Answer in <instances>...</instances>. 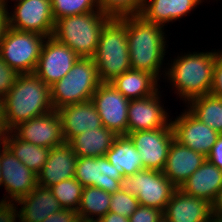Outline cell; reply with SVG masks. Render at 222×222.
Here are the masks:
<instances>
[{
	"mask_svg": "<svg viewBox=\"0 0 222 222\" xmlns=\"http://www.w3.org/2000/svg\"><path fill=\"white\" fill-rule=\"evenodd\" d=\"M77 159L67 142L51 148L46 163L37 174L38 185L51 187L63 180L74 178Z\"/></svg>",
	"mask_w": 222,
	"mask_h": 222,
	"instance_id": "cell-20",
	"label": "cell"
},
{
	"mask_svg": "<svg viewBox=\"0 0 222 222\" xmlns=\"http://www.w3.org/2000/svg\"><path fill=\"white\" fill-rule=\"evenodd\" d=\"M83 187L93 186L113 194L120 190L122 175L106 156L78 157L74 176Z\"/></svg>",
	"mask_w": 222,
	"mask_h": 222,
	"instance_id": "cell-18",
	"label": "cell"
},
{
	"mask_svg": "<svg viewBox=\"0 0 222 222\" xmlns=\"http://www.w3.org/2000/svg\"><path fill=\"white\" fill-rule=\"evenodd\" d=\"M52 14L55 19L100 10L97 0H51Z\"/></svg>",
	"mask_w": 222,
	"mask_h": 222,
	"instance_id": "cell-32",
	"label": "cell"
},
{
	"mask_svg": "<svg viewBox=\"0 0 222 222\" xmlns=\"http://www.w3.org/2000/svg\"><path fill=\"white\" fill-rule=\"evenodd\" d=\"M7 117H6V108L5 101L3 97H0V141L9 133Z\"/></svg>",
	"mask_w": 222,
	"mask_h": 222,
	"instance_id": "cell-40",
	"label": "cell"
},
{
	"mask_svg": "<svg viewBox=\"0 0 222 222\" xmlns=\"http://www.w3.org/2000/svg\"><path fill=\"white\" fill-rule=\"evenodd\" d=\"M110 83L129 100L148 97L161 87L150 73L133 69L122 73Z\"/></svg>",
	"mask_w": 222,
	"mask_h": 222,
	"instance_id": "cell-26",
	"label": "cell"
},
{
	"mask_svg": "<svg viewBox=\"0 0 222 222\" xmlns=\"http://www.w3.org/2000/svg\"><path fill=\"white\" fill-rule=\"evenodd\" d=\"M20 74L7 65L0 55V97H5L12 89Z\"/></svg>",
	"mask_w": 222,
	"mask_h": 222,
	"instance_id": "cell-35",
	"label": "cell"
},
{
	"mask_svg": "<svg viewBox=\"0 0 222 222\" xmlns=\"http://www.w3.org/2000/svg\"><path fill=\"white\" fill-rule=\"evenodd\" d=\"M202 0H144L141 16L148 22L167 26L194 11Z\"/></svg>",
	"mask_w": 222,
	"mask_h": 222,
	"instance_id": "cell-23",
	"label": "cell"
},
{
	"mask_svg": "<svg viewBox=\"0 0 222 222\" xmlns=\"http://www.w3.org/2000/svg\"><path fill=\"white\" fill-rule=\"evenodd\" d=\"M101 83L93 58L80 57L62 79L50 86L53 109L90 101Z\"/></svg>",
	"mask_w": 222,
	"mask_h": 222,
	"instance_id": "cell-6",
	"label": "cell"
},
{
	"mask_svg": "<svg viewBox=\"0 0 222 222\" xmlns=\"http://www.w3.org/2000/svg\"><path fill=\"white\" fill-rule=\"evenodd\" d=\"M177 187L161 171L143 169L134 175L123 176L120 190L136 196L139 204L165 210Z\"/></svg>",
	"mask_w": 222,
	"mask_h": 222,
	"instance_id": "cell-7",
	"label": "cell"
},
{
	"mask_svg": "<svg viewBox=\"0 0 222 222\" xmlns=\"http://www.w3.org/2000/svg\"><path fill=\"white\" fill-rule=\"evenodd\" d=\"M9 129L53 111L50 86L33 74H20L4 97Z\"/></svg>",
	"mask_w": 222,
	"mask_h": 222,
	"instance_id": "cell-3",
	"label": "cell"
},
{
	"mask_svg": "<svg viewBox=\"0 0 222 222\" xmlns=\"http://www.w3.org/2000/svg\"><path fill=\"white\" fill-rule=\"evenodd\" d=\"M158 222H168L164 217H161Z\"/></svg>",
	"mask_w": 222,
	"mask_h": 222,
	"instance_id": "cell-47",
	"label": "cell"
},
{
	"mask_svg": "<svg viewBox=\"0 0 222 222\" xmlns=\"http://www.w3.org/2000/svg\"><path fill=\"white\" fill-rule=\"evenodd\" d=\"M8 12L9 27L23 32H34L46 37L53 34L55 19L51 0H20Z\"/></svg>",
	"mask_w": 222,
	"mask_h": 222,
	"instance_id": "cell-10",
	"label": "cell"
},
{
	"mask_svg": "<svg viewBox=\"0 0 222 222\" xmlns=\"http://www.w3.org/2000/svg\"><path fill=\"white\" fill-rule=\"evenodd\" d=\"M211 222H222V219L212 217Z\"/></svg>",
	"mask_w": 222,
	"mask_h": 222,
	"instance_id": "cell-45",
	"label": "cell"
},
{
	"mask_svg": "<svg viewBox=\"0 0 222 222\" xmlns=\"http://www.w3.org/2000/svg\"><path fill=\"white\" fill-rule=\"evenodd\" d=\"M117 135L106 127L95 128L72 137L67 143L77 157L106 156Z\"/></svg>",
	"mask_w": 222,
	"mask_h": 222,
	"instance_id": "cell-25",
	"label": "cell"
},
{
	"mask_svg": "<svg viewBox=\"0 0 222 222\" xmlns=\"http://www.w3.org/2000/svg\"><path fill=\"white\" fill-rule=\"evenodd\" d=\"M0 165L2 188L6 190L0 200L1 218L20 198L34 190L38 183L37 174L15 157L1 141Z\"/></svg>",
	"mask_w": 222,
	"mask_h": 222,
	"instance_id": "cell-9",
	"label": "cell"
},
{
	"mask_svg": "<svg viewBox=\"0 0 222 222\" xmlns=\"http://www.w3.org/2000/svg\"><path fill=\"white\" fill-rule=\"evenodd\" d=\"M211 204L213 217L222 219V187L218 191L216 198Z\"/></svg>",
	"mask_w": 222,
	"mask_h": 222,
	"instance_id": "cell-42",
	"label": "cell"
},
{
	"mask_svg": "<svg viewBox=\"0 0 222 222\" xmlns=\"http://www.w3.org/2000/svg\"><path fill=\"white\" fill-rule=\"evenodd\" d=\"M216 50L178 53L174 59L170 57L171 61L165 63L163 80H167L173 93H177V98L185 105L193 98L210 94L216 55L219 52V49Z\"/></svg>",
	"mask_w": 222,
	"mask_h": 222,
	"instance_id": "cell-2",
	"label": "cell"
},
{
	"mask_svg": "<svg viewBox=\"0 0 222 222\" xmlns=\"http://www.w3.org/2000/svg\"><path fill=\"white\" fill-rule=\"evenodd\" d=\"M168 222H211L212 204L177 188L163 211Z\"/></svg>",
	"mask_w": 222,
	"mask_h": 222,
	"instance_id": "cell-19",
	"label": "cell"
},
{
	"mask_svg": "<svg viewBox=\"0 0 222 222\" xmlns=\"http://www.w3.org/2000/svg\"><path fill=\"white\" fill-rule=\"evenodd\" d=\"M110 19L101 10L62 17L55 21L52 36L79 57L92 58L96 53L100 32Z\"/></svg>",
	"mask_w": 222,
	"mask_h": 222,
	"instance_id": "cell-5",
	"label": "cell"
},
{
	"mask_svg": "<svg viewBox=\"0 0 222 222\" xmlns=\"http://www.w3.org/2000/svg\"><path fill=\"white\" fill-rule=\"evenodd\" d=\"M9 9L0 4V45L2 44L4 34L9 28Z\"/></svg>",
	"mask_w": 222,
	"mask_h": 222,
	"instance_id": "cell-41",
	"label": "cell"
},
{
	"mask_svg": "<svg viewBox=\"0 0 222 222\" xmlns=\"http://www.w3.org/2000/svg\"><path fill=\"white\" fill-rule=\"evenodd\" d=\"M120 19L127 26L131 69L148 72L162 82L161 78L166 73L164 58L169 46L166 28L146 21L141 15Z\"/></svg>",
	"mask_w": 222,
	"mask_h": 222,
	"instance_id": "cell-1",
	"label": "cell"
},
{
	"mask_svg": "<svg viewBox=\"0 0 222 222\" xmlns=\"http://www.w3.org/2000/svg\"><path fill=\"white\" fill-rule=\"evenodd\" d=\"M172 119L175 140L207 157L220 134L201 122L187 108L179 116L176 115L175 120Z\"/></svg>",
	"mask_w": 222,
	"mask_h": 222,
	"instance_id": "cell-16",
	"label": "cell"
},
{
	"mask_svg": "<svg viewBox=\"0 0 222 222\" xmlns=\"http://www.w3.org/2000/svg\"><path fill=\"white\" fill-rule=\"evenodd\" d=\"M98 222H129V218L123 217L120 214L108 212Z\"/></svg>",
	"mask_w": 222,
	"mask_h": 222,
	"instance_id": "cell-43",
	"label": "cell"
},
{
	"mask_svg": "<svg viewBox=\"0 0 222 222\" xmlns=\"http://www.w3.org/2000/svg\"><path fill=\"white\" fill-rule=\"evenodd\" d=\"M0 187H2L1 165H0Z\"/></svg>",
	"mask_w": 222,
	"mask_h": 222,
	"instance_id": "cell-46",
	"label": "cell"
},
{
	"mask_svg": "<svg viewBox=\"0 0 222 222\" xmlns=\"http://www.w3.org/2000/svg\"><path fill=\"white\" fill-rule=\"evenodd\" d=\"M187 104L185 108L196 118L222 134V98L207 94L193 98Z\"/></svg>",
	"mask_w": 222,
	"mask_h": 222,
	"instance_id": "cell-30",
	"label": "cell"
},
{
	"mask_svg": "<svg viewBox=\"0 0 222 222\" xmlns=\"http://www.w3.org/2000/svg\"><path fill=\"white\" fill-rule=\"evenodd\" d=\"M92 58L102 83H110L131 69L127 26L120 18H111L104 25L96 53Z\"/></svg>",
	"mask_w": 222,
	"mask_h": 222,
	"instance_id": "cell-4",
	"label": "cell"
},
{
	"mask_svg": "<svg viewBox=\"0 0 222 222\" xmlns=\"http://www.w3.org/2000/svg\"><path fill=\"white\" fill-rule=\"evenodd\" d=\"M57 112L61 118L65 142L85 131L103 127L101 118L91 100L63 106Z\"/></svg>",
	"mask_w": 222,
	"mask_h": 222,
	"instance_id": "cell-22",
	"label": "cell"
},
{
	"mask_svg": "<svg viewBox=\"0 0 222 222\" xmlns=\"http://www.w3.org/2000/svg\"><path fill=\"white\" fill-rule=\"evenodd\" d=\"M206 159L222 171V134H220Z\"/></svg>",
	"mask_w": 222,
	"mask_h": 222,
	"instance_id": "cell-39",
	"label": "cell"
},
{
	"mask_svg": "<svg viewBox=\"0 0 222 222\" xmlns=\"http://www.w3.org/2000/svg\"><path fill=\"white\" fill-rule=\"evenodd\" d=\"M222 187V171L207 159L179 188L184 193L214 201Z\"/></svg>",
	"mask_w": 222,
	"mask_h": 222,
	"instance_id": "cell-24",
	"label": "cell"
},
{
	"mask_svg": "<svg viewBox=\"0 0 222 222\" xmlns=\"http://www.w3.org/2000/svg\"><path fill=\"white\" fill-rule=\"evenodd\" d=\"M11 132L21 140L49 149L65 142L57 110L20 123Z\"/></svg>",
	"mask_w": 222,
	"mask_h": 222,
	"instance_id": "cell-17",
	"label": "cell"
},
{
	"mask_svg": "<svg viewBox=\"0 0 222 222\" xmlns=\"http://www.w3.org/2000/svg\"><path fill=\"white\" fill-rule=\"evenodd\" d=\"M99 9L110 18L140 15L144 0H97Z\"/></svg>",
	"mask_w": 222,
	"mask_h": 222,
	"instance_id": "cell-33",
	"label": "cell"
},
{
	"mask_svg": "<svg viewBox=\"0 0 222 222\" xmlns=\"http://www.w3.org/2000/svg\"><path fill=\"white\" fill-rule=\"evenodd\" d=\"M160 90L161 87L148 97L129 101L127 134L165 128L171 122L170 113L165 109L163 99H161L163 90Z\"/></svg>",
	"mask_w": 222,
	"mask_h": 222,
	"instance_id": "cell-15",
	"label": "cell"
},
{
	"mask_svg": "<svg viewBox=\"0 0 222 222\" xmlns=\"http://www.w3.org/2000/svg\"><path fill=\"white\" fill-rule=\"evenodd\" d=\"M61 209L63 208L54 197L51 189L37 185L28 195L20 198L12 205L0 218V222H42Z\"/></svg>",
	"mask_w": 222,
	"mask_h": 222,
	"instance_id": "cell-12",
	"label": "cell"
},
{
	"mask_svg": "<svg viewBox=\"0 0 222 222\" xmlns=\"http://www.w3.org/2000/svg\"><path fill=\"white\" fill-rule=\"evenodd\" d=\"M139 205V200L136 196L119 190L111 194L109 212L129 218Z\"/></svg>",
	"mask_w": 222,
	"mask_h": 222,
	"instance_id": "cell-34",
	"label": "cell"
},
{
	"mask_svg": "<svg viewBox=\"0 0 222 222\" xmlns=\"http://www.w3.org/2000/svg\"><path fill=\"white\" fill-rule=\"evenodd\" d=\"M46 36L8 28L0 45L4 62L19 74H33Z\"/></svg>",
	"mask_w": 222,
	"mask_h": 222,
	"instance_id": "cell-8",
	"label": "cell"
},
{
	"mask_svg": "<svg viewBox=\"0 0 222 222\" xmlns=\"http://www.w3.org/2000/svg\"><path fill=\"white\" fill-rule=\"evenodd\" d=\"M80 57L53 36L47 37L34 74L48 86L62 79Z\"/></svg>",
	"mask_w": 222,
	"mask_h": 222,
	"instance_id": "cell-14",
	"label": "cell"
},
{
	"mask_svg": "<svg viewBox=\"0 0 222 222\" xmlns=\"http://www.w3.org/2000/svg\"><path fill=\"white\" fill-rule=\"evenodd\" d=\"M42 222H80L75 210L61 209L45 218Z\"/></svg>",
	"mask_w": 222,
	"mask_h": 222,
	"instance_id": "cell-38",
	"label": "cell"
},
{
	"mask_svg": "<svg viewBox=\"0 0 222 222\" xmlns=\"http://www.w3.org/2000/svg\"><path fill=\"white\" fill-rule=\"evenodd\" d=\"M127 136L139 152L143 168L162 172L175 139L171 122L165 128L136 131Z\"/></svg>",
	"mask_w": 222,
	"mask_h": 222,
	"instance_id": "cell-11",
	"label": "cell"
},
{
	"mask_svg": "<svg viewBox=\"0 0 222 222\" xmlns=\"http://www.w3.org/2000/svg\"><path fill=\"white\" fill-rule=\"evenodd\" d=\"M91 101L101 118L102 125L117 136L127 135L129 99L111 83H101Z\"/></svg>",
	"mask_w": 222,
	"mask_h": 222,
	"instance_id": "cell-13",
	"label": "cell"
},
{
	"mask_svg": "<svg viewBox=\"0 0 222 222\" xmlns=\"http://www.w3.org/2000/svg\"><path fill=\"white\" fill-rule=\"evenodd\" d=\"M110 199L111 194L100 188L83 187L81 202L77 210L80 222H98L109 212Z\"/></svg>",
	"mask_w": 222,
	"mask_h": 222,
	"instance_id": "cell-29",
	"label": "cell"
},
{
	"mask_svg": "<svg viewBox=\"0 0 222 222\" xmlns=\"http://www.w3.org/2000/svg\"><path fill=\"white\" fill-rule=\"evenodd\" d=\"M1 142L34 173L38 174L46 163L49 148L40 147L33 143L26 142L9 132Z\"/></svg>",
	"mask_w": 222,
	"mask_h": 222,
	"instance_id": "cell-28",
	"label": "cell"
},
{
	"mask_svg": "<svg viewBox=\"0 0 222 222\" xmlns=\"http://www.w3.org/2000/svg\"><path fill=\"white\" fill-rule=\"evenodd\" d=\"M205 160L204 155L181 145L174 139L162 172L177 188H180Z\"/></svg>",
	"mask_w": 222,
	"mask_h": 222,
	"instance_id": "cell-21",
	"label": "cell"
},
{
	"mask_svg": "<svg viewBox=\"0 0 222 222\" xmlns=\"http://www.w3.org/2000/svg\"><path fill=\"white\" fill-rule=\"evenodd\" d=\"M210 94L222 98V49L216 55Z\"/></svg>",
	"mask_w": 222,
	"mask_h": 222,
	"instance_id": "cell-37",
	"label": "cell"
},
{
	"mask_svg": "<svg viewBox=\"0 0 222 222\" xmlns=\"http://www.w3.org/2000/svg\"><path fill=\"white\" fill-rule=\"evenodd\" d=\"M9 1H10V0H0V4L8 8V7H10V6L8 5V3H10ZM11 1H13V2L15 1L14 3H16V2H18V1H20V0H11Z\"/></svg>",
	"mask_w": 222,
	"mask_h": 222,
	"instance_id": "cell-44",
	"label": "cell"
},
{
	"mask_svg": "<svg viewBox=\"0 0 222 222\" xmlns=\"http://www.w3.org/2000/svg\"><path fill=\"white\" fill-rule=\"evenodd\" d=\"M161 217H163V211L139 205L129 217V222H158Z\"/></svg>",
	"mask_w": 222,
	"mask_h": 222,
	"instance_id": "cell-36",
	"label": "cell"
},
{
	"mask_svg": "<svg viewBox=\"0 0 222 222\" xmlns=\"http://www.w3.org/2000/svg\"><path fill=\"white\" fill-rule=\"evenodd\" d=\"M49 188L63 209L77 212L81 202L83 186L75 177L63 180Z\"/></svg>",
	"mask_w": 222,
	"mask_h": 222,
	"instance_id": "cell-31",
	"label": "cell"
},
{
	"mask_svg": "<svg viewBox=\"0 0 222 222\" xmlns=\"http://www.w3.org/2000/svg\"><path fill=\"white\" fill-rule=\"evenodd\" d=\"M106 158L122 176H131L144 169L140 154L127 135L115 138L112 147L106 153Z\"/></svg>",
	"mask_w": 222,
	"mask_h": 222,
	"instance_id": "cell-27",
	"label": "cell"
}]
</instances>
